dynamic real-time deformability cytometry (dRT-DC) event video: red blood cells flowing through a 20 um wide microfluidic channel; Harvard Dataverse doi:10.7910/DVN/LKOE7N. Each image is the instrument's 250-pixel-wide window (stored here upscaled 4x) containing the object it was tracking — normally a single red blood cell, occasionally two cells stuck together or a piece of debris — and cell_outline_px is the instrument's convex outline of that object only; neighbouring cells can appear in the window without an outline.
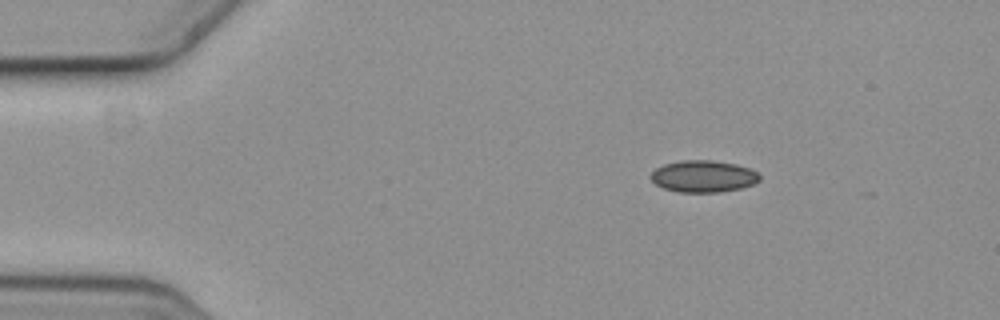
{"species": "common noctule bat (a hibernating species)", "species_latin": "Nyctalus noctula", "temperature_condition": "cold", "stored_images_in_passage": 2, "camera_frame_rate_fps": 3000, "um_per_image_px": 0.085, "animal": {"sex": "female", "body_mass_g": 19.3, "forearm_length_mm": 54.1}, "frame": {"image": 1, "passage_image": 1, "time_ms": 0.0, "image_size_px": [1000, 320], "cell_outline_px": [[760, 180], [752, 184], [740, 188], [720, 192], [676, 192], [664, 188], [656, 184], [648, 176], [656, 168], [664, 164], [680, 160], [712, 160], [736, 164], [748, 168], [756, 172], [760, 176]], "centroid_in_image_um": [59.75, 14.98], "position_along_channel_um": 25.2, "area_um2": 20.17}}